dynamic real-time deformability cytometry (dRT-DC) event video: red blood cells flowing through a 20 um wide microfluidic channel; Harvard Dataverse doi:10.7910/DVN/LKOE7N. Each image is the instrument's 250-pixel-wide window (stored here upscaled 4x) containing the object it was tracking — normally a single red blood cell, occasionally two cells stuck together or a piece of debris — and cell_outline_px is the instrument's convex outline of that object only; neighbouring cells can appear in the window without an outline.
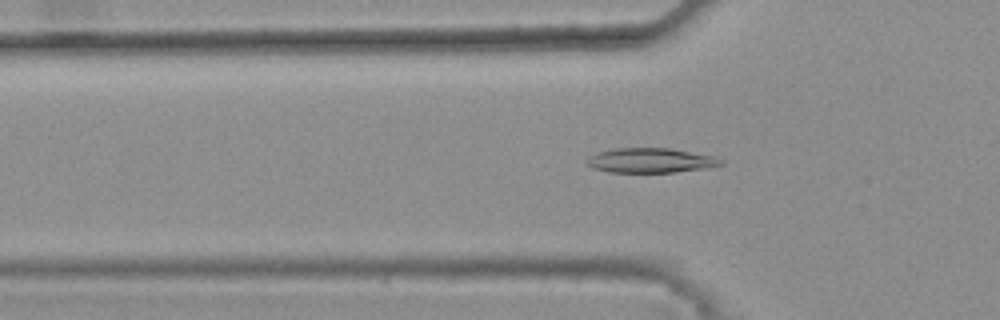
{"species": "common noctule bat (a hibernating species)", "species_latin": "Nyctalus noctula", "temperature_condition": "warm", "stored_images_in_passage": 46, "camera_frame_rate_fps": 3000, "um_per_image_px": 0.085, "animal": {"sex": "female", "body_mass_g": 25.1}, "frame": {"image": 1, "passage_image": 17, "time_ms": 5.333, "image_size_px": [1000, 320], "cell_outline_px": [[724, 164], [708, 168], [676, 172], [608, 172], [592, 168], [584, 164], [584, 160], [588, 156], [600, 152], [616, 148], [672, 148], [716, 156], [724, 160]], "centroid_in_image_um": [55.32, 13.64], "position_along_channel_um": 70.5, "area_um2": 19.65}}
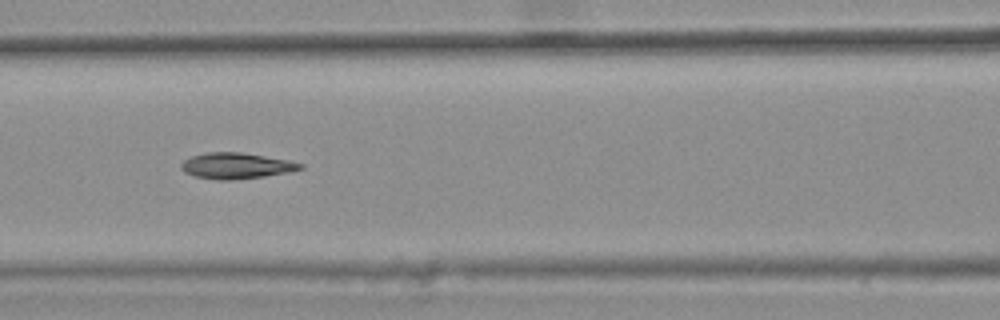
{"frame": {"image": 2, "passage_image": 23, "time_ms": 7.333, "image_size_px": [1000, 320], "cell_outline_px": [[304, 168], [288, 172], [264, 176], [232, 180], [216, 180], [196, 176], [184, 172], [180, 168], [180, 164], [184, 160], [192, 156], [208, 152], [240, 152], [288, 160], [304, 164]], "centroid_in_image_um": [20.06, 14.09], "position_along_channel_um": 146.5, "area_um2": 17.92}}
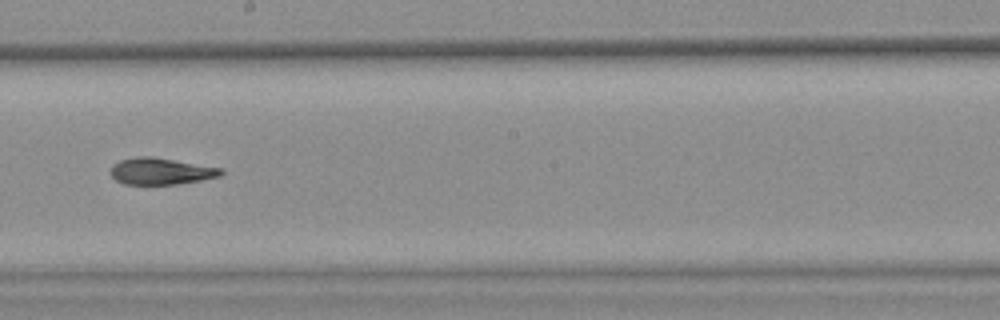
{"frame": {"image": 3, "passage_image": 30, "time_ms": 9.667, "image_size_px": [1000, 320], "cell_outline_px": [[224, 172], [220, 176], [180, 184], [124, 184], [116, 180], [108, 172], [112, 164], [120, 160], [136, 156], [152, 156], [224, 168]], "centroid_in_image_um": [13.66, 14.54], "position_along_channel_um": 234.5, "area_um2": 17.4}}